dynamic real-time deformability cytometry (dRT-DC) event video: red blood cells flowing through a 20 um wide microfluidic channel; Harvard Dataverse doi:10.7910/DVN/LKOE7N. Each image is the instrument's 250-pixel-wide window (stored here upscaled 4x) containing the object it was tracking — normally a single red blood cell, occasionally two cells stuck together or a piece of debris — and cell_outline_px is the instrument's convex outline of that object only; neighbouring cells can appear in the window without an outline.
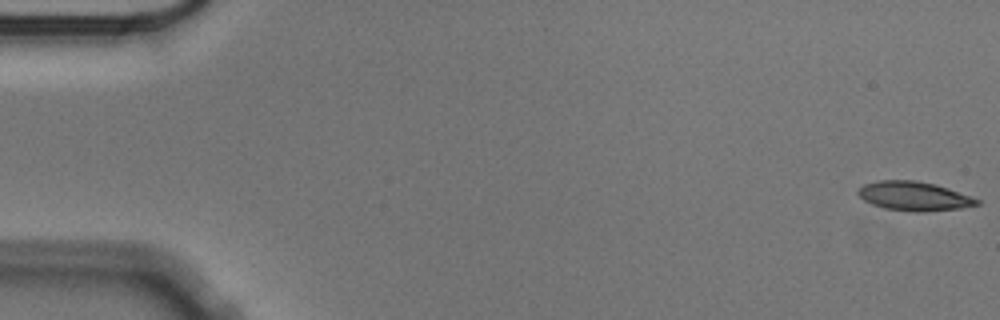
{"species": "Egyptian fruit bat (a non-hibernating species)", "species_latin": "Rousettus aegyptiacus", "temperature_condition": "cold", "stored_images_in_passage": 9, "camera_frame_rate_fps": 3000, "um_per_image_px": 0.085, "animal": {"sex": "male"}, "frame": {"image": 1, "passage_image": 1, "time_ms": 0.0, "image_size_px": [1000, 320], "cell_outline_px": [[980, 204], [960, 208], [924, 212], [916, 212], [884, 208], [872, 204], [864, 200], [856, 192], [864, 184], [880, 180], [916, 180], [936, 184], [972, 196], [980, 200]], "centroid_in_image_um": [77.71, 16.67], "position_along_channel_um": 7.3, "area_um2": 20.17}}